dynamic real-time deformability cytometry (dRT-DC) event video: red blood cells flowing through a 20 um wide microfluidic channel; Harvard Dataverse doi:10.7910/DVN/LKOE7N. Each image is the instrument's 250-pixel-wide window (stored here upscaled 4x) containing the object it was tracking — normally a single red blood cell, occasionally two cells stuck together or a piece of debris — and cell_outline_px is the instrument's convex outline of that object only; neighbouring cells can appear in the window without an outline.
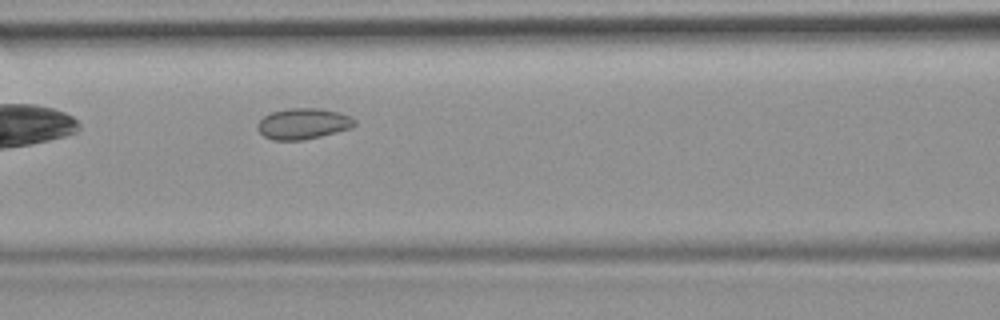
{"species": "common noctule bat (a hibernating species)", "species_latin": "Nyctalus noctula", "temperature_condition": "room temperature", "stored_images_in_passage": 6, "camera_frame_rate_fps": 3000, "um_per_image_px": 0.085, "animal": {"sex": "female", "body_mass_g": 19.9}, "frame": {"image": 1, "passage_image": 6, "time_ms": 7.0, "image_size_px": [1000, 320], "cell_outline_px": [[356, 124], [352, 128], [304, 140], [272, 140], [264, 136], [260, 132], [256, 124], [264, 116], [272, 112], [288, 108], [320, 108], [340, 112], [352, 116], [356, 120]], "centroid_in_image_um": [25.8, 10.51], "position_along_channel_um": 140.8, "area_um2": 17.63}}